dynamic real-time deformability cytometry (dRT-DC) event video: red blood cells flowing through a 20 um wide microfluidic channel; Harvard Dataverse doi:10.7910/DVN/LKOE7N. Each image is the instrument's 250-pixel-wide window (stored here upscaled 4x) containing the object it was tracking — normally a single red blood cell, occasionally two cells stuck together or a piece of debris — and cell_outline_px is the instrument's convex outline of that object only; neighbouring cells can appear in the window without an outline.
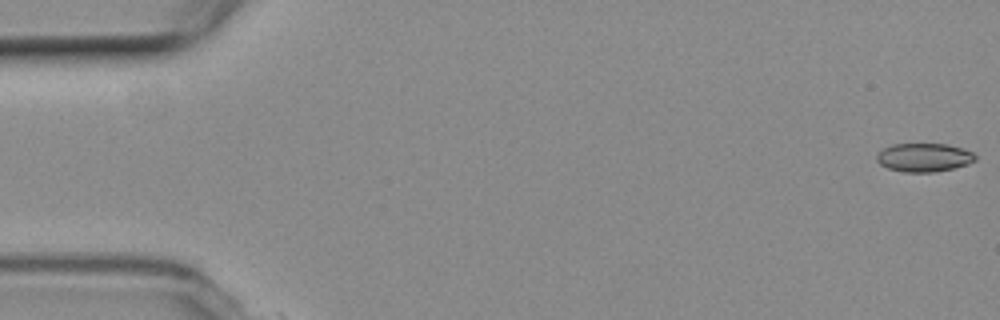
{"species": "common noctule bat (a hibernating species)", "species_latin": "Nyctalus noctula", "temperature_condition": "room temperature", "stored_images_in_passage": 3, "camera_frame_rate_fps": 3000, "um_per_image_px": 0.085, "animal": {"sex": "female", "body_mass_g": 19.3, "forearm_length_mm": 54.1}, "frame": {"image": 1, "passage_image": 1, "time_ms": 0.0, "image_size_px": [1000, 320], "cell_outline_px": [[976, 160], [968, 164], [936, 172], [904, 172], [888, 168], [880, 164], [876, 160], [876, 152], [892, 144], [948, 144], [972, 152], [976, 156]], "centroid_in_image_um": [78.51, 13.38], "position_along_channel_um": 6.5, "area_um2": 16.42}}